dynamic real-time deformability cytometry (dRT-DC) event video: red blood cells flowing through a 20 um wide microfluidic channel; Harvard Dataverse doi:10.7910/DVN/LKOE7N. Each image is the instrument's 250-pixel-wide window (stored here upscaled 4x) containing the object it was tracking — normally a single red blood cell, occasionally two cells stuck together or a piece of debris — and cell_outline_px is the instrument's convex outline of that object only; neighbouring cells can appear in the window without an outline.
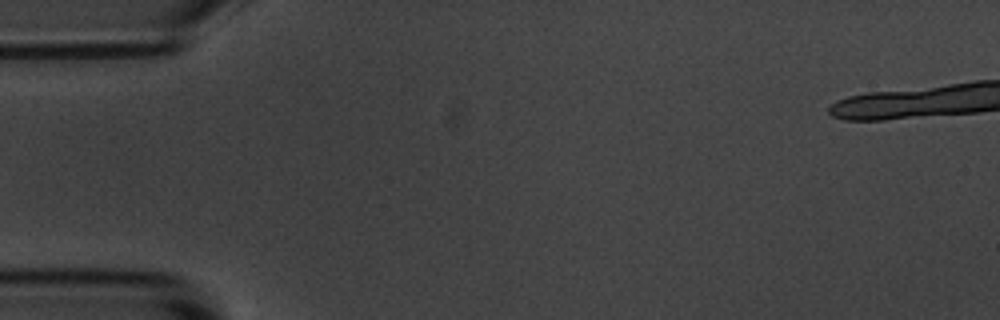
{"species": "common noctule bat (a hibernating species)", "species_latin": "Nyctalus noctula", "temperature_condition": "room temperature", "stored_images_in_passage": 1, "camera_frame_rate_fps": 3000, "um_per_image_px": 0.085, "animal": {"sex": "male", "body_mass_g": 20.1, "forearm_length_mm": 53.5}, "frame": {"image": 1, "passage_image": 1, "time_ms": 0.0, "image_size_px": [1000, 320], "cell_outline_px": [[932, 112], [896, 116], [864, 116], [860, 96], [928, 92], [932, 92]], "centroid_in_image_um": [76.24, 8.87], "position_along_channel_um": 8.8, "area_um2": 10.69}}